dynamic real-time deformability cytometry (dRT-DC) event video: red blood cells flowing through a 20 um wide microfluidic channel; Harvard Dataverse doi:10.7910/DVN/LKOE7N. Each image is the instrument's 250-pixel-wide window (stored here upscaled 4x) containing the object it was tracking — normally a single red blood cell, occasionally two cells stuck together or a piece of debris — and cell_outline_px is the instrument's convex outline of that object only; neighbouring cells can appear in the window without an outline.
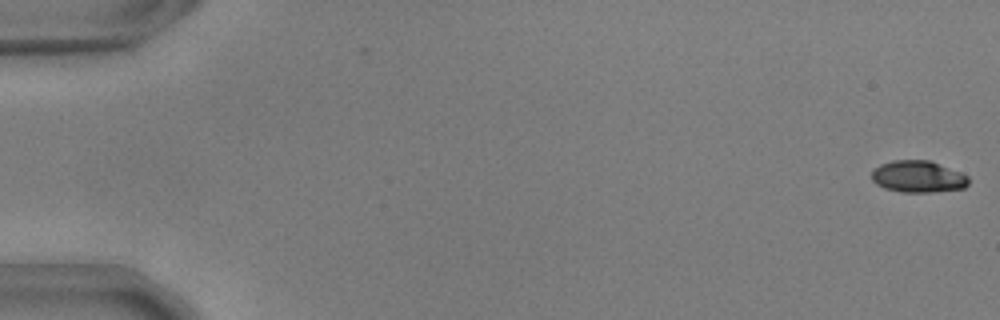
{"species": "common noctule bat (a hibernating species)", "species_latin": "Nyctalus noctula", "temperature_condition": "warm", "stored_images_in_passage": 55, "camera_frame_rate_fps": 3000, "um_per_image_px": 0.085, "animal": {"sex": "male", "body_mass_g": 17.9, "forearm_length_mm": 54.2}, "frame": {"image": 1, "passage_image": 1, "time_ms": 0.0, "image_size_px": [1000, 320], "cell_outline_px": [[968, 184], [964, 188], [932, 192], [900, 192], [884, 188], [876, 184], [872, 180], [872, 172], [880, 164], [892, 160], [928, 160], [960, 172], [968, 176]], "centroid_in_image_um": [78.02, 15.02], "position_along_channel_um": 7.0, "area_um2": 17.86}}
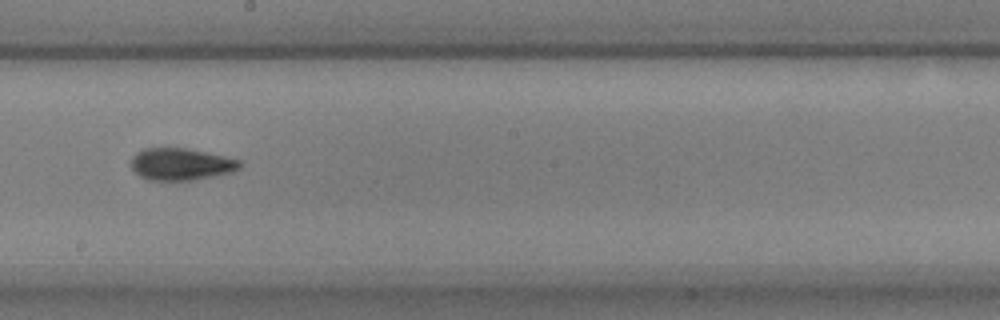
{"frame": {"image": 2, "passage_image": 32, "time_ms": 10.333, "image_size_px": [1000, 320], "cell_outline_px": [[244, 164], [240, 168], [232, 172], [216, 176], [192, 180], [148, 180], [140, 176], [128, 164], [132, 156], [144, 148], [184, 148], [224, 156], [240, 160]], "centroid_in_image_um": [15.38, 13.96], "position_along_channel_um": 232.8, "area_um2": 20.4}}
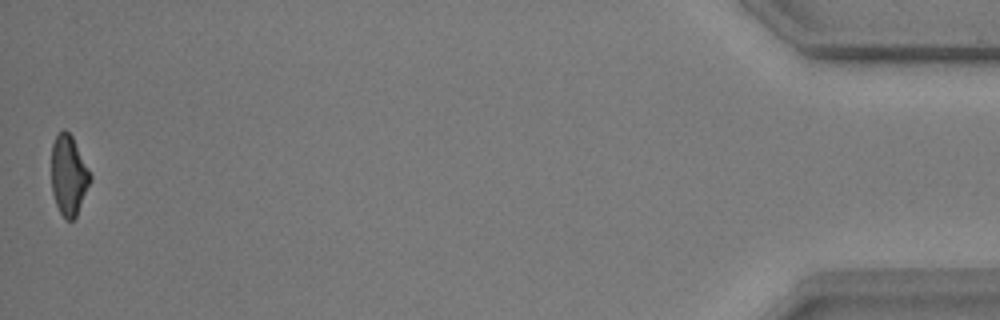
{"frame": {"image": 3, "passage_image": 55, "time_ms": 18.0, "image_size_px": [1000, 320], "cell_outline_px": [[92, 180], [76, 216], [72, 220], [68, 220], [60, 212], [56, 204], [52, 192], [52, 144], [56, 136], [64, 128], [72, 136], [92, 176]], "centroid_in_image_um": [5.85, 14.9], "position_along_channel_um": 429.4, "area_um2": 17.92}, "authors_computed_cell_mechanics": {"area_um2": 19.1896, "velocity_mm_per_s": 3.7053, "shape_relaxation_time_tau1_ms": 5.625, "shape_relaxation_time_tau2_ms": 2.1444, "deformation_change_tau1": 0.1711, "deformation_change_tau2": 0.0778}}